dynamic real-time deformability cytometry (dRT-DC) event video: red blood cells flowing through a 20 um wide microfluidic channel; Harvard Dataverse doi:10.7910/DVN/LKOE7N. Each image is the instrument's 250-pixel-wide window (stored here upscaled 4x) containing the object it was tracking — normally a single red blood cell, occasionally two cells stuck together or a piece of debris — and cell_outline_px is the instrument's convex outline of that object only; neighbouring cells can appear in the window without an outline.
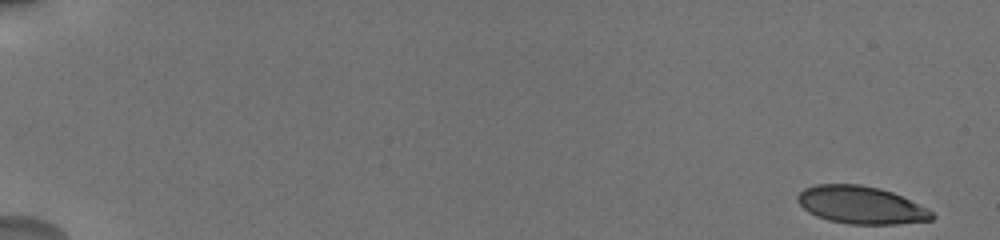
{"species": "human", "species_latin": "Homo sapiens", "temperature_condition": "cold", "stored_images_in_passage": 22, "camera_frame_rate_fps": 3000, "um_per_image_px": 0.085, "donor": {"sex": "male"}, "frame": {"image": 1, "passage_image": 1, "time_ms": 0.0, "image_size_px": [1000, 240], "cell_outline_px": [[936, 216], [932, 220], [896, 224], [848, 224], [828, 220], [816, 216], [808, 212], [796, 200], [796, 196], [804, 188], [816, 184], [860, 184], [880, 188], [892, 192], [928, 208]], "centroid_in_image_um": [73.18, 17.42], "position_along_channel_um": 11.8, "area_um2": 29.59}}
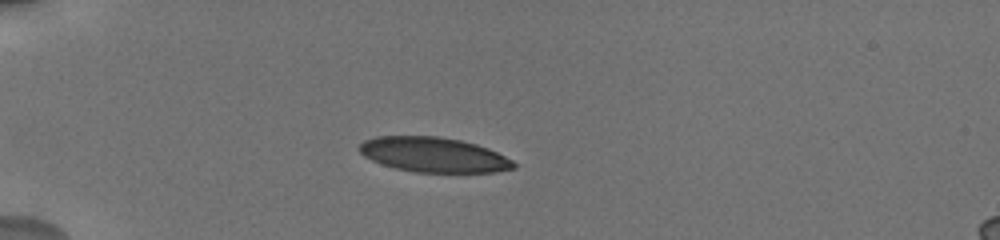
{"frame": {"image": 2, "passage_image": 16, "time_ms": 5.0, "image_size_px": [1000, 240], "cell_outline_px": [[516, 168], [496, 172], [416, 172], [396, 168], [372, 160], [364, 156], [356, 148], [364, 140], [376, 136], [436, 136], [460, 140], [476, 144], [488, 148], [512, 160], [516, 164]], "centroid_in_image_um": [36.85, 13.15], "position_along_channel_um": 48.1, "area_um2": 31.27}}